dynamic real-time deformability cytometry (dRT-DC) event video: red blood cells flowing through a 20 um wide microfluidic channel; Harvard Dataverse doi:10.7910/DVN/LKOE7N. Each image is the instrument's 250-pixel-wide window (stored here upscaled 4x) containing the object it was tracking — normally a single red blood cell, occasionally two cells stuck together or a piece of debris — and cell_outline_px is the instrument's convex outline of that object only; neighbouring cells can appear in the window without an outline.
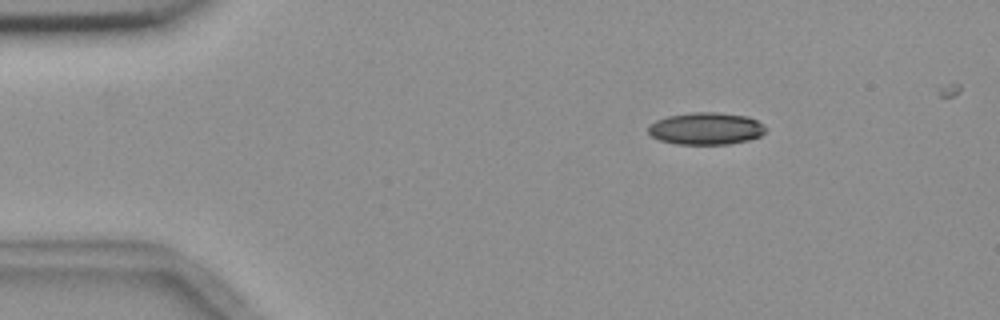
{"species": "common noctule bat (a hibernating species)", "species_latin": "Nyctalus noctula", "temperature_condition": "room temperature", "stored_images_in_passage": 4, "camera_frame_rate_fps": 3000, "um_per_image_px": 0.085, "animal": {"sex": "female", "body_mass_g": 18.4}, "frame": {"image": 1, "passage_image": 1, "time_ms": 0.0, "image_size_px": [1000, 320], "cell_outline_px": [[764, 132], [760, 136], [748, 140], [728, 144], [676, 144], [660, 140], [652, 136], [648, 132], [648, 124], [656, 120], [668, 116], [692, 112], [716, 112], [748, 116], [764, 124]], "centroid_in_image_um": [59.99, 10.92], "position_along_channel_um": 25.0, "area_um2": 22.02}}